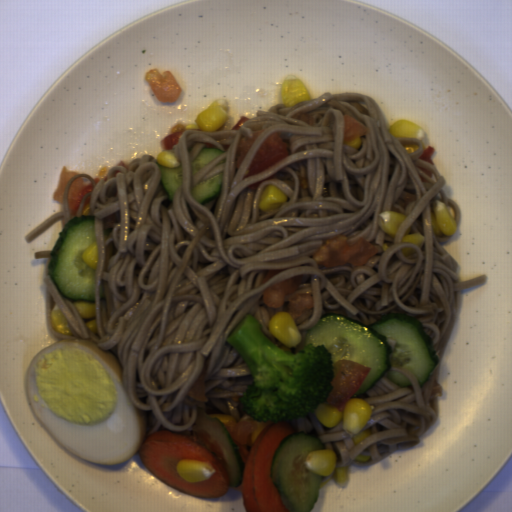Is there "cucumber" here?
Instances as JSON below:
<instances>
[{"label": "cucumber", "instance_id": "8b760119", "mask_svg": "<svg viewBox=\"0 0 512 512\" xmlns=\"http://www.w3.org/2000/svg\"><path fill=\"white\" fill-rule=\"evenodd\" d=\"M305 343L323 344L331 361H356L370 370L354 399L386 377L394 384L412 385L408 378L392 370L398 366L409 370L419 380L420 388L439 362L433 339L423 322L404 314H391L372 324H365L340 314L326 313L306 335Z\"/></svg>", "mask_w": 512, "mask_h": 512}, {"label": "cucumber", "instance_id": "586b57bf", "mask_svg": "<svg viewBox=\"0 0 512 512\" xmlns=\"http://www.w3.org/2000/svg\"><path fill=\"white\" fill-rule=\"evenodd\" d=\"M319 438L295 432L278 444L269 473L280 495V502L289 512H311L318 499L323 476L307 469L305 457L309 452L322 450Z\"/></svg>", "mask_w": 512, "mask_h": 512}, {"label": "cucumber", "instance_id": "888e309b", "mask_svg": "<svg viewBox=\"0 0 512 512\" xmlns=\"http://www.w3.org/2000/svg\"><path fill=\"white\" fill-rule=\"evenodd\" d=\"M94 216L68 220L59 232L50 255L48 275L63 298L95 303V270L83 260L85 250L95 242Z\"/></svg>", "mask_w": 512, "mask_h": 512}, {"label": "cucumber", "instance_id": "2a18db57", "mask_svg": "<svg viewBox=\"0 0 512 512\" xmlns=\"http://www.w3.org/2000/svg\"><path fill=\"white\" fill-rule=\"evenodd\" d=\"M191 430L195 433H208L210 440L219 445L222 457L227 465L230 485L238 488L243 484L245 465L241 452L234 445L229 432L217 417H210L203 407L195 413Z\"/></svg>", "mask_w": 512, "mask_h": 512}, {"label": "cucumber", "instance_id": "734fbe4a", "mask_svg": "<svg viewBox=\"0 0 512 512\" xmlns=\"http://www.w3.org/2000/svg\"><path fill=\"white\" fill-rule=\"evenodd\" d=\"M223 173L199 182L192 190L191 194L194 200L204 204L219 196L222 188Z\"/></svg>", "mask_w": 512, "mask_h": 512}, {"label": "cucumber", "instance_id": "9523449b", "mask_svg": "<svg viewBox=\"0 0 512 512\" xmlns=\"http://www.w3.org/2000/svg\"><path fill=\"white\" fill-rule=\"evenodd\" d=\"M156 165L160 170V180L163 182V188L168 195V199L173 201L176 190L183 183L182 165L177 168L165 167L158 162H156Z\"/></svg>", "mask_w": 512, "mask_h": 512}, {"label": "cucumber", "instance_id": "570f5f39", "mask_svg": "<svg viewBox=\"0 0 512 512\" xmlns=\"http://www.w3.org/2000/svg\"><path fill=\"white\" fill-rule=\"evenodd\" d=\"M225 152L221 151L217 148H205L203 149L194 162L191 164V174L192 176L197 173L204 166L209 164L214 159L223 155Z\"/></svg>", "mask_w": 512, "mask_h": 512}, {"label": "cucumber", "instance_id": "eb4e599e", "mask_svg": "<svg viewBox=\"0 0 512 512\" xmlns=\"http://www.w3.org/2000/svg\"><path fill=\"white\" fill-rule=\"evenodd\" d=\"M100 297H101V300H102V299H105V293H104V291H103L102 286H101V294H100Z\"/></svg>", "mask_w": 512, "mask_h": 512}]
</instances>
